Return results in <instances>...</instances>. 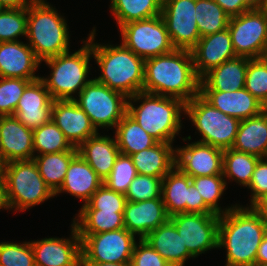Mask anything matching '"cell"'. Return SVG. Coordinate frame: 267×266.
Listing matches in <instances>:
<instances>
[{
	"mask_svg": "<svg viewBox=\"0 0 267 266\" xmlns=\"http://www.w3.org/2000/svg\"><path fill=\"white\" fill-rule=\"evenodd\" d=\"M267 223L252 206L237 204L220 215L218 249H225V266H254Z\"/></svg>",
	"mask_w": 267,
	"mask_h": 266,
	"instance_id": "obj_1",
	"label": "cell"
},
{
	"mask_svg": "<svg viewBox=\"0 0 267 266\" xmlns=\"http://www.w3.org/2000/svg\"><path fill=\"white\" fill-rule=\"evenodd\" d=\"M200 78L194 70L191 50L173 51L145 60L142 92L189 102L199 94Z\"/></svg>",
	"mask_w": 267,
	"mask_h": 266,
	"instance_id": "obj_2",
	"label": "cell"
},
{
	"mask_svg": "<svg viewBox=\"0 0 267 266\" xmlns=\"http://www.w3.org/2000/svg\"><path fill=\"white\" fill-rule=\"evenodd\" d=\"M96 27L91 30V47L95 64L101 73L95 80L110 89L123 93L127 98L142 92L145 60L135 55L121 42L97 43Z\"/></svg>",
	"mask_w": 267,
	"mask_h": 266,
	"instance_id": "obj_3",
	"label": "cell"
},
{
	"mask_svg": "<svg viewBox=\"0 0 267 266\" xmlns=\"http://www.w3.org/2000/svg\"><path fill=\"white\" fill-rule=\"evenodd\" d=\"M127 114L157 142L174 144L183 128L185 103L173 97L139 92L128 97Z\"/></svg>",
	"mask_w": 267,
	"mask_h": 266,
	"instance_id": "obj_4",
	"label": "cell"
},
{
	"mask_svg": "<svg viewBox=\"0 0 267 266\" xmlns=\"http://www.w3.org/2000/svg\"><path fill=\"white\" fill-rule=\"evenodd\" d=\"M81 42L83 45L74 52L67 51L41 61L51 69L48 76H40V79L53 100H74L94 78H89L93 58L91 31Z\"/></svg>",
	"mask_w": 267,
	"mask_h": 266,
	"instance_id": "obj_5",
	"label": "cell"
},
{
	"mask_svg": "<svg viewBox=\"0 0 267 266\" xmlns=\"http://www.w3.org/2000/svg\"><path fill=\"white\" fill-rule=\"evenodd\" d=\"M67 23L65 16L47 0H35L27 8L25 39L40 61L70 51Z\"/></svg>",
	"mask_w": 267,
	"mask_h": 266,
	"instance_id": "obj_6",
	"label": "cell"
},
{
	"mask_svg": "<svg viewBox=\"0 0 267 266\" xmlns=\"http://www.w3.org/2000/svg\"><path fill=\"white\" fill-rule=\"evenodd\" d=\"M5 210L24 212L44 203L55 194L41 177L34 160L11 161L2 173Z\"/></svg>",
	"mask_w": 267,
	"mask_h": 266,
	"instance_id": "obj_7",
	"label": "cell"
},
{
	"mask_svg": "<svg viewBox=\"0 0 267 266\" xmlns=\"http://www.w3.org/2000/svg\"><path fill=\"white\" fill-rule=\"evenodd\" d=\"M187 116V117H186ZM201 138L197 142L227 150L232 148L240 120L213 107L200 94L185 103V117Z\"/></svg>",
	"mask_w": 267,
	"mask_h": 266,
	"instance_id": "obj_8",
	"label": "cell"
},
{
	"mask_svg": "<svg viewBox=\"0 0 267 266\" xmlns=\"http://www.w3.org/2000/svg\"><path fill=\"white\" fill-rule=\"evenodd\" d=\"M127 97L94 78L81 90L74 101L88 115L91 123L99 129H114L127 113Z\"/></svg>",
	"mask_w": 267,
	"mask_h": 266,
	"instance_id": "obj_9",
	"label": "cell"
},
{
	"mask_svg": "<svg viewBox=\"0 0 267 266\" xmlns=\"http://www.w3.org/2000/svg\"><path fill=\"white\" fill-rule=\"evenodd\" d=\"M121 43L143 60L175 49L161 15L133 21L118 28Z\"/></svg>",
	"mask_w": 267,
	"mask_h": 266,
	"instance_id": "obj_10",
	"label": "cell"
},
{
	"mask_svg": "<svg viewBox=\"0 0 267 266\" xmlns=\"http://www.w3.org/2000/svg\"><path fill=\"white\" fill-rule=\"evenodd\" d=\"M79 237L81 262L130 263L138 240L126 228Z\"/></svg>",
	"mask_w": 267,
	"mask_h": 266,
	"instance_id": "obj_11",
	"label": "cell"
},
{
	"mask_svg": "<svg viewBox=\"0 0 267 266\" xmlns=\"http://www.w3.org/2000/svg\"><path fill=\"white\" fill-rule=\"evenodd\" d=\"M236 56L260 58L267 49V15L258 7L229 19Z\"/></svg>",
	"mask_w": 267,
	"mask_h": 266,
	"instance_id": "obj_12",
	"label": "cell"
},
{
	"mask_svg": "<svg viewBox=\"0 0 267 266\" xmlns=\"http://www.w3.org/2000/svg\"><path fill=\"white\" fill-rule=\"evenodd\" d=\"M220 215L215 213H178L170 216L188 251L197 258L218 249Z\"/></svg>",
	"mask_w": 267,
	"mask_h": 266,
	"instance_id": "obj_13",
	"label": "cell"
},
{
	"mask_svg": "<svg viewBox=\"0 0 267 266\" xmlns=\"http://www.w3.org/2000/svg\"><path fill=\"white\" fill-rule=\"evenodd\" d=\"M161 196L169 216L178 213H214L204 203L191 178L176 166L162 179Z\"/></svg>",
	"mask_w": 267,
	"mask_h": 266,
	"instance_id": "obj_14",
	"label": "cell"
},
{
	"mask_svg": "<svg viewBox=\"0 0 267 266\" xmlns=\"http://www.w3.org/2000/svg\"><path fill=\"white\" fill-rule=\"evenodd\" d=\"M196 0H163L161 16L175 49L191 50L201 38L195 17Z\"/></svg>",
	"mask_w": 267,
	"mask_h": 266,
	"instance_id": "obj_15",
	"label": "cell"
},
{
	"mask_svg": "<svg viewBox=\"0 0 267 266\" xmlns=\"http://www.w3.org/2000/svg\"><path fill=\"white\" fill-rule=\"evenodd\" d=\"M181 139L186 144L175 146V166L182 173L190 178L223 174V150L197 141L189 143L191 135Z\"/></svg>",
	"mask_w": 267,
	"mask_h": 266,
	"instance_id": "obj_16",
	"label": "cell"
},
{
	"mask_svg": "<svg viewBox=\"0 0 267 266\" xmlns=\"http://www.w3.org/2000/svg\"><path fill=\"white\" fill-rule=\"evenodd\" d=\"M66 238L45 237L31 240L35 266H81V239L73 223Z\"/></svg>",
	"mask_w": 267,
	"mask_h": 266,
	"instance_id": "obj_17",
	"label": "cell"
},
{
	"mask_svg": "<svg viewBox=\"0 0 267 266\" xmlns=\"http://www.w3.org/2000/svg\"><path fill=\"white\" fill-rule=\"evenodd\" d=\"M51 119L75 148L98 133L88 115L74 100H53Z\"/></svg>",
	"mask_w": 267,
	"mask_h": 266,
	"instance_id": "obj_18",
	"label": "cell"
},
{
	"mask_svg": "<svg viewBox=\"0 0 267 266\" xmlns=\"http://www.w3.org/2000/svg\"><path fill=\"white\" fill-rule=\"evenodd\" d=\"M53 99L43 81H31L18 101L14 116L25 126L35 129L51 120Z\"/></svg>",
	"mask_w": 267,
	"mask_h": 266,
	"instance_id": "obj_19",
	"label": "cell"
},
{
	"mask_svg": "<svg viewBox=\"0 0 267 266\" xmlns=\"http://www.w3.org/2000/svg\"><path fill=\"white\" fill-rule=\"evenodd\" d=\"M191 53L194 70L199 78L212 68L237 57L228 28L201 37L191 49Z\"/></svg>",
	"mask_w": 267,
	"mask_h": 266,
	"instance_id": "obj_20",
	"label": "cell"
},
{
	"mask_svg": "<svg viewBox=\"0 0 267 266\" xmlns=\"http://www.w3.org/2000/svg\"><path fill=\"white\" fill-rule=\"evenodd\" d=\"M41 61L22 40L0 42V77L36 80Z\"/></svg>",
	"mask_w": 267,
	"mask_h": 266,
	"instance_id": "obj_21",
	"label": "cell"
},
{
	"mask_svg": "<svg viewBox=\"0 0 267 266\" xmlns=\"http://www.w3.org/2000/svg\"><path fill=\"white\" fill-rule=\"evenodd\" d=\"M125 228L138 239H144L150 232L170 219L162 196L151 200L127 201L124 209Z\"/></svg>",
	"mask_w": 267,
	"mask_h": 266,
	"instance_id": "obj_22",
	"label": "cell"
},
{
	"mask_svg": "<svg viewBox=\"0 0 267 266\" xmlns=\"http://www.w3.org/2000/svg\"><path fill=\"white\" fill-rule=\"evenodd\" d=\"M0 152L5 163L33 160V130L14 115L0 116Z\"/></svg>",
	"mask_w": 267,
	"mask_h": 266,
	"instance_id": "obj_23",
	"label": "cell"
},
{
	"mask_svg": "<svg viewBox=\"0 0 267 266\" xmlns=\"http://www.w3.org/2000/svg\"><path fill=\"white\" fill-rule=\"evenodd\" d=\"M213 107L240 121L260 114L266 107L245 88L236 91H199Z\"/></svg>",
	"mask_w": 267,
	"mask_h": 266,
	"instance_id": "obj_24",
	"label": "cell"
},
{
	"mask_svg": "<svg viewBox=\"0 0 267 266\" xmlns=\"http://www.w3.org/2000/svg\"><path fill=\"white\" fill-rule=\"evenodd\" d=\"M102 184L103 180L94 169L77 154L71 160L63 184L55 196L67 193L86 204Z\"/></svg>",
	"mask_w": 267,
	"mask_h": 266,
	"instance_id": "obj_25",
	"label": "cell"
},
{
	"mask_svg": "<svg viewBox=\"0 0 267 266\" xmlns=\"http://www.w3.org/2000/svg\"><path fill=\"white\" fill-rule=\"evenodd\" d=\"M77 151L103 181L109 176L120 154L115 137L99 132L84 141Z\"/></svg>",
	"mask_w": 267,
	"mask_h": 266,
	"instance_id": "obj_26",
	"label": "cell"
},
{
	"mask_svg": "<svg viewBox=\"0 0 267 266\" xmlns=\"http://www.w3.org/2000/svg\"><path fill=\"white\" fill-rule=\"evenodd\" d=\"M248 58L237 56L209 70L200 78L199 91H236L244 88Z\"/></svg>",
	"mask_w": 267,
	"mask_h": 266,
	"instance_id": "obj_27",
	"label": "cell"
},
{
	"mask_svg": "<svg viewBox=\"0 0 267 266\" xmlns=\"http://www.w3.org/2000/svg\"><path fill=\"white\" fill-rule=\"evenodd\" d=\"M144 240L171 266H185L189 259L195 260L170 219L150 232Z\"/></svg>",
	"mask_w": 267,
	"mask_h": 266,
	"instance_id": "obj_28",
	"label": "cell"
},
{
	"mask_svg": "<svg viewBox=\"0 0 267 266\" xmlns=\"http://www.w3.org/2000/svg\"><path fill=\"white\" fill-rule=\"evenodd\" d=\"M232 149L267 158V108L256 116L240 121Z\"/></svg>",
	"mask_w": 267,
	"mask_h": 266,
	"instance_id": "obj_29",
	"label": "cell"
},
{
	"mask_svg": "<svg viewBox=\"0 0 267 266\" xmlns=\"http://www.w3.org/2000/svg\"><path fill=\"white\" fill-rule=\"evenodd\" d=\"M173 145L157 142L148 149L130 155L137 173L164 178L175 167L176 148Z\"/></svg>",
	"mask_w": 267,
	"mask_h": 266,
	"instance_id": "obj_30",
	"label": "cell"
},
{
	"mask_svg": "<svg viewBox=\"0 0 267 266\" xmlns=\"http://www.w3.org/2000/svg\"><path fill=\"white\" fill-rule=\"evenodd\" d=\"M123 214L124 212L79 209L71 222L79 235L98 234L125 228Z\"/></svg>",
	"mask_w": 267,
	"mask_h": 266,
	"instance_id": "obj_31",
	"label": "cell"
},
{
	"mask_svg": "<svg viewBox=\"0 0 267 266\" xmlns=\"http://www.w3.org/2000/svg\"><path fill=\"white\" fill-rule=\"evenodd\" d=\"M114 137L121 154L132 155L154 146L157 141L127 113L114 129Z\"/></svg>",
	"mask_w": 267,
	"mask_h": 266,
	"instance_id": "obj_32",
	"label": "cell"
},
{
	"mask_svg": "<svg viewBox=\"0 0 267 266\" xmlns=\"http://www.w3.org/2000/svg\"><path fill=\"white\" fill-rule=\"evenodd\" d=\"M163 0H110L109 9L116 26L161 15Z\"/></svg>",
	"mask_w": 267,
	"mask_h": 266,
	"instance_id": "obj_33",
	"label": "cell"
},
{
	"mask_svg": "<svg viewBox=\"0 0 267 266\" xmlns=\"http://www.w3.org/2000/svg\"><path fill=\"white\" fill-rule=\"evenodd\" d=\"M78 151L34 155L33 160L47 186L55 194L63 184L71 160Z\"/></svg>",
	"mask_w": 267,
	"mask_h": 266,
	"instance_id": "obj_34",
	"label": "cell"
},
{
	"mask_svg": "<svg viewBox=\"0 0 267 266\" xmlns=\"http://www.w3.org/2000/svg\"><path fill=\"white\" fill-rule=\"evenodd\" d=\"M260 158L232 148L223 151V177L226 183L247 187L251 181L255 166ZM227 179L229 182H227Z\"/></svg>",
	"mask_w": 267,
	"mask_h": 266,
	"instance_id": "obj_35",
	"label": "cell"
},
{
	"mask_svg": "<svg viewBox=\"0 0 267 266\" xmlns=\"http://www.w3.org/2000/svg\"><path fill=\"white\" fill-rule=\"evenodd\" d=\"M195 17L200 37L224 31L230 19L214 0H196Z\"/></svg>",
	"mask_w": 267,
	"mask_h": 266,
	"instance_id": "obj_36",
	"label": "cell"
},
{
	"mask_svg": "<svg viewBox=\"0 0 267 266\" xmlns=\"http://www.w3.org/2000/svg\"><path fill=\"white\" fill-rule=\"evenodd\" d=\"M33 149L35 155L77 151L52 119L33 129Z\"/></svg>",
	"mask_w": 267,
	"mask_h": 266,
	"instance_id": "obj_37",
	"label": "cell"
},
{
	"mask_svg": "<svg viewBox=\"0 0 267 266\" xmlns=\"http://www.w3.org/2000/svg\"><path fill=\"white\" fill-rule=\"evenodd\" d=\"M191 182L194 184L195 188L198 190L199 195L202 196L204 203L218 215L225 214L230 209H232L237 203L229 204L222 208L218 203L222 200L224 196V191L227 190L228 186L223 177V174L213 175V176H200L191 178Z\"/></svg>",
	"mask_w": 267,
	"mask_h": 266,
	"instance_id": "obj_38",
	"label": "cell"
},
{
	"mask_svg": "<svg viewBox=\"0 0 267 266\" xmlns=\"http://www.w3.org/2000/svg\"><path fill=\"white\" fill-rule=\"evenodd\" d=\"M27 34V8H5L0 12V42L18 41Z\"/></svg>",
	"mask_w": 267,
	"mask_h": 266,
	"instance_id": "obj_39",
	"label": "cell"
},
{
	"mask_svg": "<svg viewBox=\"0 0 267 266\" xmlns=\"http://www.w3.org/2000/svg\"><path fill=\"white\" fill-rule=\"evenodd\" d=\"M138 175L129 155L119 154L109 176L103 181L109 189L126 194L130 183Z\"/></svg>",
	"mask_w": 267,
	"mask_h": 266,
	"instance_id": "obj_40",
	"label": "cell"
},
{
	"mask_svg": "<svg viewBox=\"0 0 267 266\" xmlns=\"http://www.w3.org/2000/svg\"><path fill=\"white\" fill-rule=\"evenodd\" d=\"M244 88L267 108V65L261 58H248Z\"/></svg>",
	"mask_w": 267,
	"mask_h": 266,
	"instance_id": "obj_41",
	"label": "cell"
},
{
	"mask_svg": "<svg viewBox=\"0 0 267 266\" xmlns=\"http://www.w3.org/2000/svg\"><path fill=\"white\" fill-rule=\"evenodd\" d=\"M0 266H35L30 240L19 243L0 242Z\"/></svg>",
	"mask_w": 267,
	"mask_h": 266,
	"instance_id": "obj_42",
	"label": "cell"
},
{
	"mask_svg": "<svg viewBox=\"0 0 267 266\" xmlns=\"http://www.w3.org/2000/svg\"><path fill=\"white\" fill-rule=\"evenodd\" d=\"M31 81L0 77V116L14 115L18 101Z\"/></svg>",
	"mask_w": 267,
	"mask_h": 266,
	"instance_id": "obj_43",
	"label": "cell"
},
{
	"mask_svg": "<svg viewBox=\"0 0 267 266\" xmlns=\"http://www.w3.org/2000/svg\"><path fill=\"white\" fill-rule=\"evenodd\" d=\"M162 179L149 175H137L127 189V201L139 202L161 197Z\"/></svg>",
	"mask_w": 267,
	"mask_h": 266,
	"instance_id": "obj_44",
	"label": "cell"
},
{
	"mask_svg": "<svg viewBox=\"0 0 267 266\" xmlns=\"http://www.w3.org/2000/svg\"><path fill=\"white\" fill-rule=\"evenodd\" d=\"M127 199L124 194L109 189L102 184L86 204L80 209H97L108 212H124Z\"/></svg>",
	"mask_w": 267,
	"mask_h": 266,
	"instance_id": "obj_45",
	"label": "cell"
},
{
	"mask_svg": "<svg viewBox=\"0 0 267 266\" xmlns=\"http://www.w3.org/2000/svg\"><path fill=\"white\" fill-rule=\"evenodd\" d=\"M130 266H171L144 239H138L133 248Z\"/></svg>",
	"mask_w": 267,
	"mask_h": 266,
	"instance_id": "obj_46",
	"label": "cell"
},
{
	"mask_svg": "<svg viewBox=\"0 0 267 266\" xmlns=\"http://www.w3.org/2000/svg\"><path fill=\"white\" fill-rule=\"evenodd\" d=\"M251 195L249 205L253 206L259 199L267 194V158H260L255 166L251 181L246 187Z\"/></svg>",
	"mask_w": 267,
	"mask_h": 266,
	"instance_id": "obj_47",
	"label": "cell"
},
{
	"mask_svg": "<svg viewBox=\"0 0 267 266\" xmlns=\"http://www.w3.org/2000/svg\"><path fill=\"white\" fill-rule=\"evenodd\" d=\"M230 16H237L257 7L250 0H214Z\"/></svg>",
	"mask_w": 267,
	"mask_h": 266,
	"instance_id": "obj_48",
	"label": "cell"
},
{
	"mask_svg": "<svg viewBox=\"0 0 267 266\" xmlns=\"http://www.w3.org/2000/svg\"><path fill=\"white\" fill-rule=\"evenodd\" d=\"M35 0H0L4 8H28Z\"/></svg>",
	"mask_w": 267,
	"mask_h": 266,
	"instance_id": "obj_49",
	"label": "cell"
},
{
	"mask_svg": "<svg viewBox=\"0 0 267 266\" xmlns=\"http://www.w3.org/2000/svg\"><path fill=\"white\" fill-rule=\"evenodd\" d=\"M255 264H267V234L258 247Z\"/></svg>",
	"mask_w": 267,
	"mask_h": 266,
	"instance_id": "obj_50",
	"label": "cell"
},
{
	"mask_svg": "<svg viewBox=\"0 0 267 266\" xmlns=\"http://www.w3.org/2000/svg\"><path fill=\"white\" fill-rule=\"evenodd\" d=\"M267 223V194L252 206Z\"/></svg>",
	"mask_w": 267,
	"mask_h": 266,
	"instance_id": "obj_51",
	"label": "cell"
},
{
	"mask_svg": "<svg viewBox=\"0 0 267 266\" xmlns=\"http://www.w3.org/2000/svg\"><path fill=\"white\" fill-rule=\"evenodd\" d=\"M81 266H130V263L81 262Z\"/></svg>",
	"mask_w": 267,
	"mask_h": 266,
	"instance_id": "obj_52",
	"label": "cell"
},
{
	"mask_svg": "<svg viewBox=\"0 0 267 266\" xmlns=\"http://www.w3.org/2000/svg\"><path fill=\"white\" fill-rule=\"evenodd\" d=\"M5 210L3 201V187H2V175H0V211Z\"/></svg>",
	"mask_w": 267,
	"mask_h": 266,
	"instance_id": "obj_53",
	"label": "cell"
},
{
	"mask_svg": "<svg viewBox=\"0 0 267 266\" xmlns=\"http://www.w3.org/2000/svg\"><path fill=\"white\" fill-rule=\"evenodd\" d=\"M5 160L3 159L1 152H0V175H2L3 170L5 168Z\"/></svg>",
	"mask_w": 267,
	"mask_h": 266,
	"instance_id": "obj_54",
	"label": "cell"
},
{
	"mask_svg": "<svg viewBox=\"0 0 267 266\" xmlns=\"http://www.w3.org/2000/svg\"><path fill=\"white\" fill-rule=\"evenodd\" d=\"M259 8L267 15V0H263L262 5Z\"/></svg>",
	"mask_w": 267,
	"mask_h": 266,
	"instance_id": "obj_55",
	"label": "cell"
},
{
	"mask_svg": "<svg viewBox=\"0 0 267 266\" xmlns=\"http://www.w3.org/2000/svg\"><path fill=\"white\" fill-rule=\"evenodd\" d=\"M257 8L262 5L263 0H250Z\"/></svg>",
	"mask_w": 267,
	"mask_h": 266,
	"instance_id": "obj_56",
	"label": "cell"
},
{
	"mask_svg": "<svg viewBox=\"0 0 267 266\" xmlns=\"http://www.w3.org/2000/svg\"><path fill=\"white\" fill-rule=\"evenodd\" d=\"M264 63L267 65V49L263 52V54L260 57Z\"/></svg>",
	"mask_w": 267,
	"mask_h": 266,
	"instance_id": "obj_57",
	"label": "cell"
},
{
	"mask_svg": "<svg viewBox=\"0 0 267 266\" xmlns=\"http://www.w3.org/2000/svg\"><path fill=\"white\" fill-rule=\"evenodd\" d=\"M5 8L3 7V5L0 2V12L3 11Z\"/></svg>",
	"mask_w": 267,
	"mask_h": 266,
	"instance_id": "obj_58",
	"label": "cell"
},
{
	"mask_svg": "<svg viewBox=\"0 0 267 266\" xmlns=\"http://www.w3.org/2000/svg\"><path fill=\"white\" fill-rule=\"evenodd\" d=\"M254 266H267V264H255Z\"/></svg>",
	"mask_w": 267,
	"mask_h": 266,
	"instance_id": "obj_59",
	"label": "cell"
}]
</instances>
